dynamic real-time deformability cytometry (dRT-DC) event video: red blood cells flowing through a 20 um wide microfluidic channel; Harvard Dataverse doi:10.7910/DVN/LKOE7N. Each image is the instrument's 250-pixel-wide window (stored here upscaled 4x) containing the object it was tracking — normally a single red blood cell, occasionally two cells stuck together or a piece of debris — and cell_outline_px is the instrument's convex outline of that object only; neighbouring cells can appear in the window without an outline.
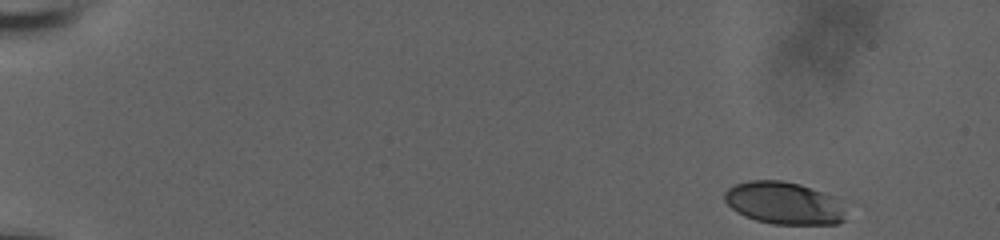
{"species": "human", "species_latin": "Homo sapiens", "temperature_condition": "room temperature", "stored_images_in_passage": 54, "camera_frame_rate_fps": 3000, "um_per_image_px": 0.085, "donor": {"sex": "male"}, "frame": {"image": 1, "passage_image": 1, "time_ms": 0.0, "image_size_px": [1000, 240], "cell_outline_px": [[844, 220], [836, 224], [772, 224], [756, 220], [744, 216], [736, 212], [724, 200], [724, 192], [728, 188], [736, 184], [752, 180], [784, 180], [800, 184], [832, 196]], "centroid_in_image_um": [66.51, 17.26], "position_along_channel_um": 18.5, "area_um2": 29.3}}
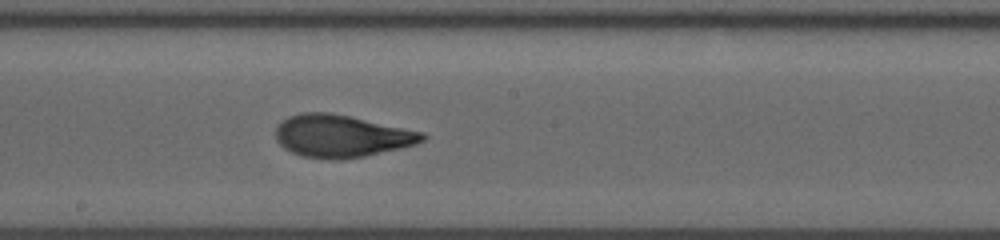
{"frame": {"image": 2, "passage_image": 30, "time_ms": 9.667, "image_size_px": [1000, 240], "cell_outline_px": [[428, 136], [424, 140], [416, 144], [400, 148], [364, 156], [336, 160], [328, 160], [304, 156], [292, 152], [284, 148], [276, 140], [276, 128], [288, 116], [304, 112], [328, 112], [348, 116], [424, 132]], "centroid_in_image_um": [29.02, 11.57], "position_along_channel_um": 219.2, "area_um2": 35.95}}
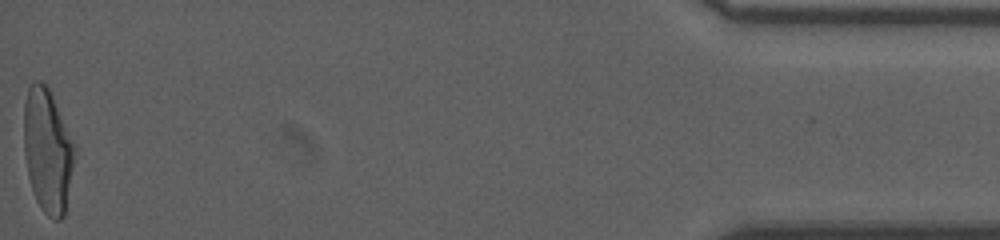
{"frame": {"image": 3, "passage_image": 54, "time_ms": 17.667, "image_size_px": [1000, 240], "cell_outline_px": [[76, 152], [64, 216], [60, 220], [52, 220], [44, 212], [36, 200], [32, 192], [28, 176], [24, 152], [24, 104], [28, 88], [36, 80], [40, 80], [48, 88], [52, 96], [76, 148]], "centroid_in_image_um": [4.04, 12.84], "position_along_channel_um": 431.2, "area_um2": 36.47}, "authors_computed_cell_mechanics": {"area_um2": 34.8823, "velocity_mm_per_s": 3.7176, "shape_relaxation_time_tau1_ms": 5.5943, "shape_relaxation_time_tau2_ms": 1.1655, "deformation_change_tau1": 0.2089, "deformation_change_tau2": 0.0878}}